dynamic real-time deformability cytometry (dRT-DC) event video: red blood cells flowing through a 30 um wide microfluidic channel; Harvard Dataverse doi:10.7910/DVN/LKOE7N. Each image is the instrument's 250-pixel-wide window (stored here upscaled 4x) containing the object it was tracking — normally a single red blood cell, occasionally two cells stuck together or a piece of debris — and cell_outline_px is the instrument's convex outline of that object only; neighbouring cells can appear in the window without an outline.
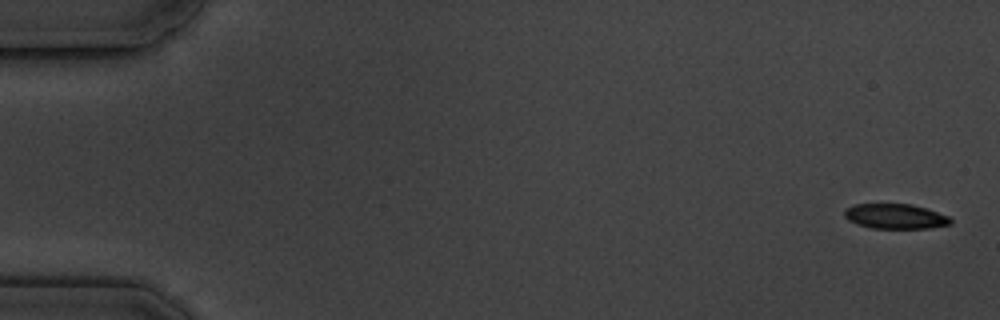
{"species": "common noctule bat (a hibernating species)", "species_latin": "Nyctalus noctula", "temperature_condition": "cold", "stored_images_in_passage": 7, "camera_frame_rate_fps": 3000, "um_per_image_px": 0.085, "animal": {"sex": "male", "body_mass_g": 19.5, "forearm_length_mm": 54.6}, "frame": {"image": 1, "passage_image": 1, "time_ms": 0.0, "image_size_px": [1000, 320], "cell_outline_px": [[952, 220], [948, 224], [928, 228], [872, 228], [856, 224], [848, 220], [844, 216], [844, 208], [856, 204], [912, 204], [948, 216]], "centroid_in_image_um": [76.03, 18.38], "position_along_channel_um": 9.0, "area_um2": 15.26}}
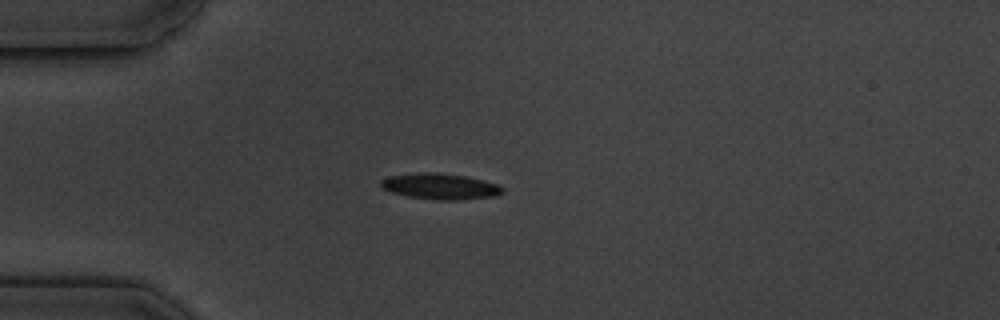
{"frame": {"image": 2, "passage_image": 5, "time_ms": 4.667, "image_size_px": [1000, 320], "cell_outline_px": [[504, 192], [496, 196], [460, 200], [436, 200], [408, 196], [392, 192], [384, 188], [380, 184], [380, 180], [388, 176], [416, 172], [436, 172], [464, 176], [496, 184], [504, 188]], "centroid_in_image_um": [37.4, 15.84], "position_along_channel_um": 47.6, "area_um2": 18.32}}